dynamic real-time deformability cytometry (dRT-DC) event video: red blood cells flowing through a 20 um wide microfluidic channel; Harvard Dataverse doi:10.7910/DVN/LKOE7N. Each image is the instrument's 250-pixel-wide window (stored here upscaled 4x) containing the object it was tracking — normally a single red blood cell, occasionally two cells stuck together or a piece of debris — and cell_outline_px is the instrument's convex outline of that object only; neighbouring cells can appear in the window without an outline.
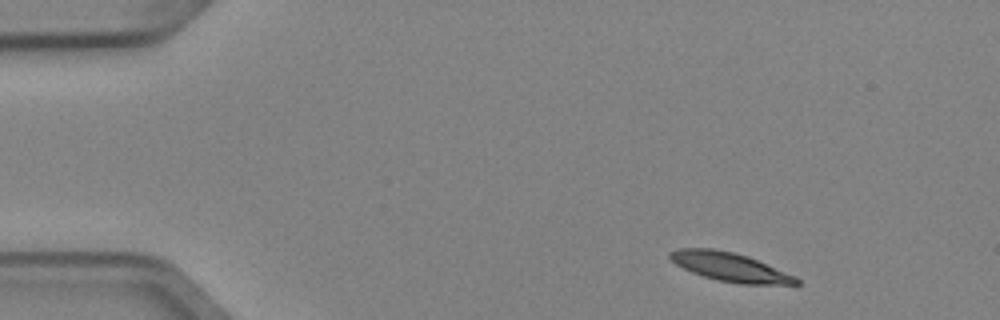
{"species": "Egyptian fruit bat (a non-hibernating species)", "species_latin": "Rousettus aegyptiacus", "temperature_condition": "cold", "stored_images_in_passage": 3, "camera_frame_rate_fps": 3000, "um_per_image_px": 0.085, "animal": {"sex": "female"}, "frame": {"image": 1, "passage_image": 1, "time_ms": 0.0, "image_size_px": [1000, 320], "cell_outline_px": [[800, 284], [740, 284], [720, 280], [704, 276], [692, 272], [676, 264], [668, 256], [668, 252], [680, 248], [712, 248], [732, 252], [748, 256], [796, 276], [800, 280]], "centroid_in_image_um": [62.06, 22.68], "position_along_channel_um": 22.9, "area_um2": 20.98}}